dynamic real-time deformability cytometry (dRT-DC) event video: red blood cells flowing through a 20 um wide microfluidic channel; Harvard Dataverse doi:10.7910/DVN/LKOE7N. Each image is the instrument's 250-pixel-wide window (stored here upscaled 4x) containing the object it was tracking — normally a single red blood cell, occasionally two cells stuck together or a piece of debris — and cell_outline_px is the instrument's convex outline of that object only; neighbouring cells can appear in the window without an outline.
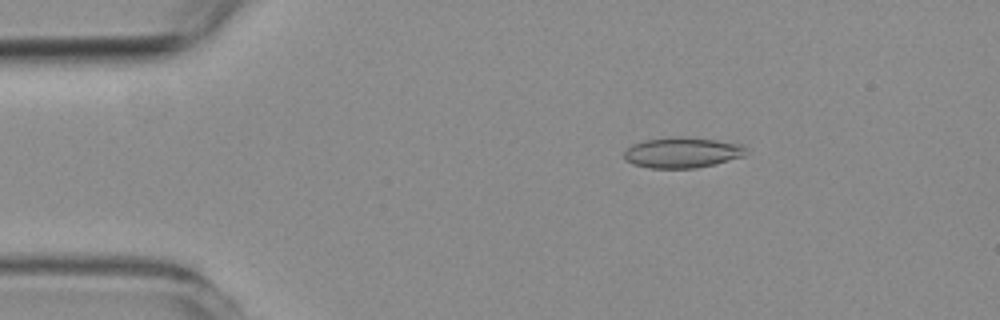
{"species": "common noctule bat (a hibernating species)", "species_latin": "Nyctalus noctula", "temperature_condition": "room temperature", "stored_images_in_passage": 57, "camera_frame_rate_fps": 3000, "um_per_image_px": 0.085, "animal": {"sex": "female", "body_mass_g": 19.3, "forearm_length_mm": 54.1}, "frame": {"image": 1, "passage_image": 9, "time_ms": 2.667, "image_size_px": [1000, 320], "cell_outline_px": [[748, 152], [744, 156], [696, 168], [648, 168], [632, 164], [624, 160], [624, 152], [632, 144], [644, 140], [680, 136], [716, 140], [744, 144]], "centroid_in_image_um": [57.98, 12.96], "position_along_channel_um": 27.0, "area_um2": 21.79}}
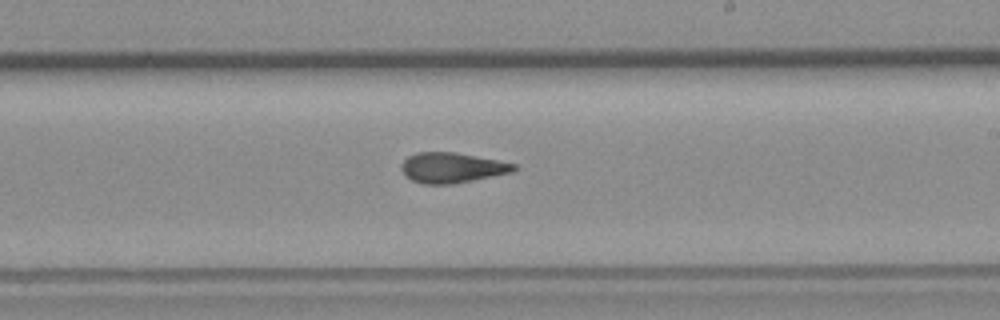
{"frame": {"image": 2, "passage_image": 33, "time_ms": 10.667, "image_size_px": [1000, 320], "cell_outline_px": [[520, 168], [512, 172], [452, 184], [424, 184], [412, 180], [404, 176], [400, 168], [400, 164], [408, 156], [416, 152], [456, 152], [516, 164]], "centroid_in_image_um": [38.38, 14.25], "position_along_channel_um": 250.6, "area_um2": 19.88}}
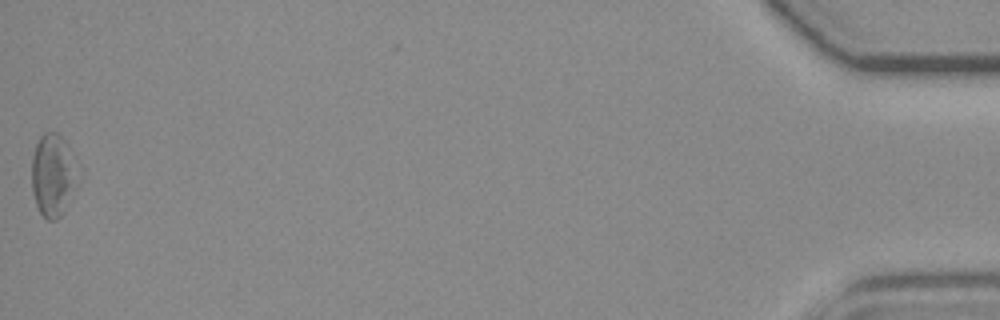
{"frame": {"image": 3, "passage_image": 57, "time_ms": 18.667, "image_size_px": [1000, 320], "cell_outline_px": [[68, 204], [64, 212], [56, 220], [48, 220], [40, 212], [36, 204], [32, 192], [32, 156], [36, 144], [40, 136], [44, 132], [56, 132], [64, 140], [68, 180]], "centroid_in_image_um": [4.27, 14.94], "position_along_channel_um": 430.9, "area_um2": 19.25}, "authors_computed_cell_mechanics": {"area_um2": 20.808, "velocity_mm_per_s": 3.5739, "shape_relaxation_time_tau1_ms": null, "shape_relaxation_time_tau2_ms": 2.1848, "deformation_change_tau1": null, "deformation_change_tau2": 0.1002}}